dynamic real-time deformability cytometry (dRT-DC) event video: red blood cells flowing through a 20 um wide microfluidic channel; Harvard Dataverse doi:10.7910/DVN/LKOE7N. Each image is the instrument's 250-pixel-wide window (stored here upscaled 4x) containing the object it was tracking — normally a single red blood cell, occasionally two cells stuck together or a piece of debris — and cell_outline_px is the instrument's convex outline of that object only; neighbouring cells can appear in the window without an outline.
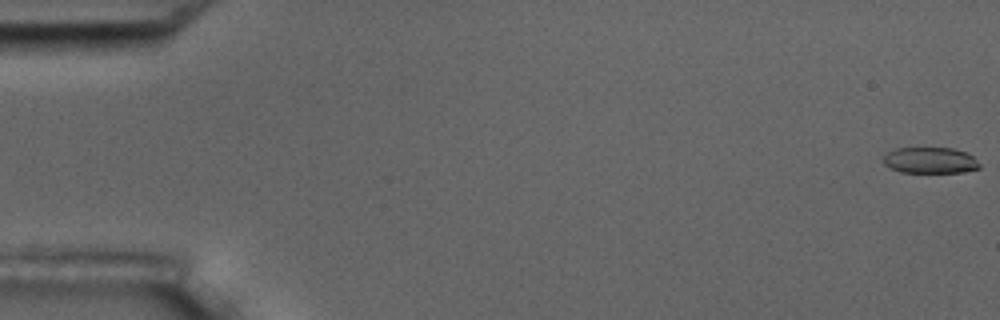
{"species": "common noctule bat (a hibernating species)", "species_latin": "Nyctalus noctula", "temperature_condition": "room temperature", "stored_images_in_passage": 17, "camera_frame_rate_fps": 3000, "um_per_image_px": 0.085, "animal": {"sex": "male", "body_mass_g": 17.5, "forearm_length_mm": 52.3}, "frame": {"image": 1, "passage_image": 1, "time_ms": 0.0, "image_size_px": [1000, 320], "cell_outline_px": [[980, 168], [960, 172], [900, 172], [884, 164], [884, 156], [888, 152], [896, 148], [952, 148], [968, 152], [980, 164]], "centroid_in_image_um": [79.08, 13.62], "position_along_channel_um": 5.9, "area_um2": 14.51}}
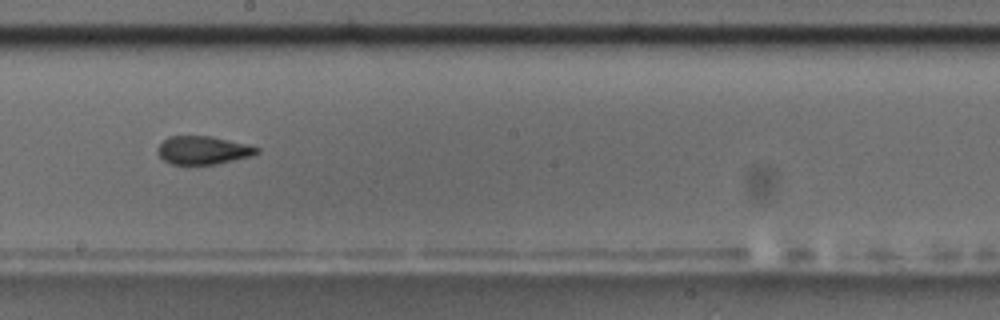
{"frame": {"image": 2, "passage_image": 10, "time_ms": 10.667, "image_size_px": [1000, 320], "cell_outline_px": [[260, 152], [252, 156], [216, 164], [172, 164], [164, 160], [156, 152], [156, 148], [168, 136], [208, 136], [244, 144], [260, 148]], "centroid_in_image_um": [17.23, 12.77], "position_along_channel_um": 231.0, "area_um2": 16.13}, "authors_computed_cell_mechanics": {"area_um2": 16.9354, "velocity_mm_per_s": 3.5487, "shape_relaxation_time_tau1_ms": null, "shape_relaxation_time_tau2_ms": 2.1415, "deformation_change_tau1": null, "deformation_change_tau2": 0.0732}}